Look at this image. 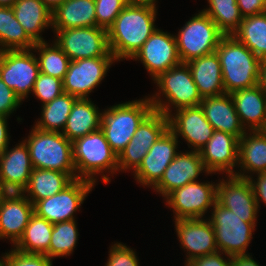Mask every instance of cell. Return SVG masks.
<instances>
[{"label":"cell","instance_id":"48","mask_svg":"<svg viewBox=\"0 0 266 266\" xmlns=\"http://www.w3.org/2000/svg\"><path fill=\"white\" fill-rule=\"evenodd\" d=\"M231 266H261L250 253L231 256Z\"/></svg>","mask_w":266,"mask_h":266},{"label":"cell","instance_id":"50","mask_svg":"<svg viewBox=\"0 0 266 266\" xmlns=\"http://www.w3.org/2000/svg\"><path fill=\"white\" fill-rule=\"evenodd\" d=\"M51 11L62 4L65 0H41Z\"/></svg>","mask_w":266,"mask_h":266},{"label":"cell","instance_id":"5","mask_svg":"<svg viewBox=\"0 0 266 266\" xmlns=\"http://www.w3.org/2000/svg\"><path fill=\"white\" fill-rule=\"evenodd\" d=\"M149 96L104 109L100 129L111 149L119 156L142 121L154 110Z\"/></svg>","mask_w":266,"mask_h":266},{"label":"cell","instance_id":"37","mask_svg":"<svg viewBox=\"0 0 266 266\" xmlns=\"http://www.w3.org/2000/svg\"><path fill=\"white\" fill-rule=\"evenodd\" d=\"M209 7L202 11L217 25L224 35H233L239 28L243 17L240 14L237 0H207Z\"/></svg>","mask_w":266,"mask_h":266},{"label":"cell","instance_id":"32","mask_svg":"<svg viewBox=\"0 0 266 266\" xmlns=\"http://www.w3.org/2000/svg\"><path fill=\"white\" fill-rule=\"evenodd\" d=\"M53 225L34 213L30 217L22 237L13 248L24 253L45 254L49 258V245Z\"/></svg>","mask_w":266,"mask_h":266},{"label":"cell","instance_id":"10","mask_svg":"<svg viewBox=\"0 0 266 266\" xmlns=\"http://www.w3.org/2000/svg\"><path fill=\"white\" fill-rule=\"evenodd\" d=\"M28 50L0 51V78L24 101L40 73L36 54Z\"/></svg>","mask_w":266,"mask_h":266},{"label":"cell","instance_id":"21","mask_svg":"<svg viewBox=\"0 0 266 266\" xmlns=\"http://www.w3.org/2000/svg\"><path fill=\"white\" fill-rule=\"evenodd\" d=\"M199 152L209 174L220 172L235 175L233 168L238 166L239 153V139L236 136L215 130Z\"/></svg>","mask_w":266,"mask_h":266},{"label":"cell","instance_id":"35","mask_svg":"<svg viewBox=\"0 0 266 266\" xmlns=\"http://www.w3.org/2000/svg\"><path fill=\"white\" fill-rule=\"evenodd\" d=\"M233 36L259 59H266V12L244 17Z\"/></svg>","mask_w":266,"mask_h":266},{"label":"cell","instance_id":"53","mask_svg":"<svg viewBox=\"0 0 266 266\" xmlns=\"http://www.w3.org/2000/svg\"><path fill=\"white\" fill-rule=\"evenodd\" d=\"M4 193H5V192L3 191L2 187L0 186V199H1V197L3 196Z\"/></svg>","mask_w":266,"mask_h":266},{"label":"cell","instance_id":"19","mask_svg":"<svg viewBox=\"0 0 266 266\" xmlns=\"http://www.w3.org/2000/svg\"><path fill=\"white\" fill-rule=\"evenodd\" d=\"M174 222L181 248L187 251L184 264L195 258L218 252L214 228L209 220L180 219Z\"/></svg>","mask_w":266,"mask_h":266},{"label":"cell","instance_id":"6","mask_svg":"<svg viewBox=\"0 0 266 266\" xmlns=\"http://www.w3.org/2000/svg\"><path fill=\"white\" fill-rule=\"evenodd\" d=\"M24 139L33 168L67 173L76 179L72 142L62 133L42 131L33 126Z\"/></svg>","mask_w":266,"mask_h":266},{"label":"cell","instance_id":"49","mask_svg":"<svg viewBox=\"0 0 266 266\" xmlns=\"http://www.w3.org/2000/svg\"><path fill=\"white\" fill-rule=\"evenodd\" d=\"M258 85L266 93V59L261 62Z\"/></svg>","mask_w":266,"mask_h":266},{"label":"cell","instance_id":"43","mask_svg":"<svg viewBox=\"0 0 266 266\" xmlns=\"http://www.w3.org/2000/svg\"><path fill=\"white\" fill-rule=\"evenodd\" d=\"M21 103L20 98L0 78V115L9 117Z\"/></svg>","mask_w":266,"mask_h":266},{"label":"cell","instance_id":"15","mask_svg":"<svg viewBox=\"0 0 266 266\" xmlns=\"http://www.w3.org/2000/svg\"><path fill=\"white\" fill-rule=\"evenodd\" d=\"M132 60L141 61L154 81L181 63L175 35L156 28Z\"/></svg>","mask_w":266,"mask_h":266},{"label":"cell","instance_id":"3","mask_svg":"<svg viewBox=\"0 0 266 266\" xmlns=\"http://www.w3.org/2000/svg\"><path fill=\"white\" fill-rule=\"evenodd\" d=\"M72 151L76 179H86L95 184L98 180L95 177L102 173L101 179L107 184L111 179L104 171H108L112 176L118 172V156L111 149L100 128L74 140Z\"/></svg>","mask_w":266,"mask_h":266},{"label":"cell","instance_id":"12","mask_svg":"<svg viewBox=\"0 0 266 266\" xmlns=\"http://www.w3.org/2000/svg\"><path fill=\"white\" fill-rule=\"evenodd\" d=\"M169 129L168 117L153 110L136 129L134 136L118 156V171L135 172L151 146Z\"/></svg>","mask_w":266,"mask_h":266},{"label":"cell","instance_id":"17","mask_svg":"<svg viewBox=\"0 0 266 266\" xmlns=\"http://www.w3.org/2000/svg\"><path fill=\"white\" fill-rule=\"evenodd\" d=\"M226 179L222 178L217 183L216 201L244 222L257 223L259 209L250 181L235 175H227Z\"/></svg>","mask_w":266,"mask_h":266},{"label":"cell","instance_id":"2","mask_svg":"<svg viewBox=\"0 0 266 266\" xmlns=\"http://www.w3.org/2000/svg\"><path fill=\"white\" fill-rule=\"evenodd\" d=\"M215 52L222 69L225 93L258 84L262 60L233 35H224Z\"/></svg>","mask_w":266,"mask_h":266},{"label":"cell","instance_id":"13","mask_svg":"<svg viewBox=\"0 0 266 266\" xmlns=\"http://www.w3.org/2000/svg\"><path fill=\"white\" fill-rule=\"evenodd\" d=\"M86 179H74L59 193L39 200L34 204V213L52 224L75 220L74 214L94 188Z\"/></svg>","mask_w":266,"mask_h":266},{"label":"cell","instance_id":"45","mask_svg":"<svg viewBox=\"0 0 266 266\" xmlns=\"http://www.w3.org/2000/svg\"><path fill=\"white\" fill-rule=\"evenodd\" d=\"M241 16H253L266 12V0H237Z\"/></svg>","mask_w":266,"mask_h":266},{"label":"cell","instance_id":"44","mask_svg":"<svg viewBox=\"0 0 266 266\" xmlns=\"http://www.w3.org/2000/svg\"><path fill=\"white\" fill-rule=\"evenodd\" d=\"M222 252L218 251L213 254L201 256L186 263L185 266H231V256H227V259L222 257Z\"/></svg>","mask_w":266,"mask_h":266},{"label":"cell","instance_id":"26","mask_svg":"<svg viewBox=\"0 0 266 266\" xmlns=\"http://www.w3.org/2000/svg\"><path fill=\"white\" fill-rule=\"evenodd\" d=\"M237 167L241 169L240 172H235V176L240 178L248 179V174L266 172V132L264 130L246 131L239 139Z\"/></svg>","mask_w":266,"mask_h":266},{"label":"cell","instance_id":"20","mask_svg":"<svg viewBox=\"0 0 266 266\" xmlns=\"http://www.w3.org/2000/svg\"><path fill=\"white\" fill-rule=\"evenodd\" d=\"M33 214L34 205L25 194L4 193L0 199V239H8L14 246Z\"/></svg>","mask_w":266,"mask_h":266},{"label":"cell","instance_id":"7","mask_svg":"<svg viewBox=\"0 0 266 266\" xmlns=\"http://www.w3.org/2000/svg\"><path fill=\"white\" fill-rule=\"evenodd\" d=\"M224 34L203 11L191 17L175 35L181 63L214 53Z\"/></svg>","mask_w":266,"mask_h":266},{"label":"cell","instance_id":"27","mask_svg":"<svg viewBox=\"0 0 266 266\" xmlns=\"http://www.w3.org/2000/svg\"><path fill=\"white\" fill-rule=\"evenodd\" d=\"M202 99L225 93L222 69L216 52L187 62Z\"/></svg>","mask_w":266,"mask_h":266},{"label":"cell","instance_id":"4","mask_svg":"<svg viewBox=\"0 0 266 266\" xmlns=\"http://www.w3.org/2000/svg\"><path fill=\"white\" fill-rule=\"evenodd\" d=\"M154 84L159 90L149 97L150 101L154 110L166 117L173 111L171 106L179 110L200 105L203 100L187 63H180L165 71L154 80ZM161 94L166 99H161Z\"/></svg>","mask_w":266,"mask_h":266},{"label":"cell","instance_id":"24","mask_svg":"<svg viewBox=\"0 0 266 266\" xmlns=\"http://www.w3.org/2000/svg\"><path fill=\"white\" fill-rule=\"evenodd\" d=\"M240 122L246 131L265 130L266 93L255 85L230 93Z\"/></svg>","mask_w":266,"mask_h":266},{"label":"cell","instance_id":"14","mask_svg":"<svg viewBox=\"0 0 266 266\" xmlns=\"http://www.w3.org/2000/svg\"><path fill=\"white\" fill-rule=\"evenodd\" d=\"M114 57L85 58L71 61L64 76L63 91L76 98L88 99L89 95L102 82L115 63Z\"/></svg>","mask_w":266,"mask_h":266},{"label":"cell","instance_id":"29","mask_svg":"<svg viewBox=\"0 0 266 266\" xmlns=\"http://www.w3.org/2000/svg\"><path fill=\"white\" fill-rule=\"evenodd\" d=\"M95 26V0H65L52 11L53 30Z\"/></svg>","mask_w":266,"mask_h":266},{"label":"cell","instance_id":"31","mask_svg":"<svg viewBox=\"0 0 266 266\" xmlns=\"http://www.w3.org/2000/svg\"><path fill=\"white\" fill-rule=\"evenodd\" d=\"M72 181L73 179L67 173L34 168L22 193L34 205L39 200L59 193Z\"/></svg>","mask_w":266,"mask_h":266},{"label":"cell","instance_id":"30","mask_svg":"<svg viewBox=\"0 0 266 266\" xmlns=\"http://www.w3.org/2000/svg\"><path fill=\"white\" fill-rule=\"evenodd\" d=\"M102 113L88 99L77 98L71 108L67 123L62 134L71 142L81 138L101 126Z\"/></svg>","mask_w":266,"mask_h":266},{"label":"cell","instance_id":"11","mask_svg":"<svg viewBox=\"0 0 266 266\" xmlns=\"http://www.w3.org/2000/svg\"><path fill=\"white\" fill-rule=\"evenodd\" d=\"M214 183L194 181L169 193L164 199L175 214L174 220L202 219L216 203L217 183Z\"/></svg>","mask_w":266,"mask_h":266},{"label":"cell","instance_id":"18","mask_svg":"<svg viewBox=\"0 0 266 266\" xmlns=\"http://www.w3.org/2000/svg\"><path fill=\"white\" fill-rule=\"evenodd\" d=\"M168 116L169 130L175 136H182L188 148L200 151L212 137L214 128L205 118L200 105L174 110Z\"/></svg>","mask_w":266,"mask_h":266},{"label":"cell","instance_id":"9","mask_svg":"<svg viewBox=\"0 0 266 266\" xmlns=\"http://www.w3.org/2000/svg\"><path fill=\"white\" fill-rule=\"evenodd\" d=\"M55 42L71 61L85 58L113 57L107 30L98 26L54 30Z\"/></svg>","mask_w":266,"mask_h":266},{"label":"cell","instance_id":"47","mask_svg":"<svg viewBox=\"0 0 266 266\" xmlns=\"http://www.w3.org/2000/svg\"><path fill=\"white\" fill-rule=\"evenodd\" d=\"M7 116L0 115V154H2L9 147V136L7 127Z\"/></svg>","mask_w":266,"mask_h":266},{"label":"cell","instance_id":"52","mask_svg":"<svg viewBox=\"0 0 266 266\" xmlns=\"http://www.w3.org/2000/svg\"><path fill=\"white\" fill-rule=\"evenodd\" d=\"M135 1L156 6V2L158 0L157 1L156 0H135Z\"/></svg>","mask_w":266,"mask_h":266},{"label":"cell","instance_id":"28","mask_svg":"<svg viewBox=\"0 0 266 266\" xmlns=\"http://www.w3.org/2000/svg\"><path fill=\"white\" fill-rule=\"evenodd\" d=\"M11 7L27 35L35 43L45 42L41 33L52 28V11L41 0H16Z\"/></svg>","mask_w":266,"mask_h":266},{"label":"cell","instance_id":"51","mask_svg":"<svg viewBox=\"0 0 266 266\" xmlns=\"http://www.w3.org/2000/svg\"><path fill=\"white\" fill-rule=\"evenodd\" d=\"M15 1L16 0H0V5H2V6H12V4Z\"/></svg>","mask_w":266,"mask_h":266},{"label":"cell","instance_id":"8","mask_svg":"<svg viewBox=\"0 0 266 266\" xmlns=\"http://www.w3.org/2000/svg\"><path fill=\"white\" fill-rule=\"evenodd\" d=\"M207 218L215 232L218 251L225 256L247 254L257 223L244 222L236 213L220 205L217 201Z\"/></svg>","mask_w":266,"mask_h":266},{"label":"cell","instance_id":"1","mask_svg":"<svg viewBox=\"0 0 266 266\" xmlns=\"http://www.w3.org/2000/svg\"><path fill=\"white\" fill-rule=\"evenodd\" d=\"M157 6L131 0L108 28V44L116 61L132 59L155 31Z\"/></svg>","mask_w":266,"mask_h":266},{"label":"cell","instance_id":"54","mask_svg":"<svg viewBox=\"0 0 266 266\" xmlns=\"http://www.w3.org/2000/svg\"><path fill=\"white\" fill-rule=\"evenodd\" d=\"M0 266H4V261H3V257L2 256L0 258Z\"/></svg>","mask_w":266,"mask_h":266},{"label":"cell","instance_id":"40","mask_svg":"<svg viewBox=\"0 0 266 266\" xmlns=\"http://www.w3.org/2000/svg\"><path fill=\"white\" fill-rule=\"evenodd\" d=\"M63 82L61 79L39 73L34 82L32 93L42 101V105L51 102L63 93Z\"/></svg>","mask_w":266,"mask_h":266},{"label":"cell","instance_id":"46","mask_svg":"<svg viewBox=\"0 0 266 266\" xmlns=\"http://www.w3.org/2000/svg\"><path fill=\"white\" fill-rule=\"evenodd\" d=\"M255 175H257L256 180L252 179V175H248V180L251 183L254 197L259 209L261 207V204H259L260 202H263L266 205V172L257 173Z\"/></svg>","mask_w":266,"mask_h":266},{"label":"cell","instance_id":"39","mask_svg":"<svg viewBox=\"0 0 266 266\" xmlns=\"http://www.w3.org/2000/svg\"><path fill=\"white\" fill-rule=\"evenodd\" d=\"M131 0H95L97 26L108 30Z\"/></svg>","mask_w":266,"mask_h":266},{"label":"cell","instance_id":"36","mask_svg":"<svg viewBox=\"0 0 266 266\" xmlns=\"http://www.w3.org/2000/svg\"><path fill=\"white\" fill-rule=\"evenodd\" d=\"M52 43L50 45L47 41L37 42L32 50L38 53L37 60L41 73L63 80L71 60L54 40Z\"/></svg>","mask_w":266,"mask_h":266},{"label":"cell","instance_id":"16","mask_svg":"<svg viewBox=\"0 0 266 266\" xmlns=\"http://www.w3.org/2000/svg\"><path fill=\"white\" fill-rule=\"evenodd\" d=\"M178 138L168 129L151 146L141 165L133 173L138 183L153 189L160 182L164 171L178 153Z\"/></svg>","mask_w":266,"mask_h":266},{"label":"cell","instance_id":"41","mask_svg":"<svg viewBox=\"0 0 266 266\" xmlns=\"http://www.w3.org/2000/svg\"><path fill=\"white\" fill-rule=\"evenodd\" d=\"M3 254L4 266H52V261L45 254L24 253L13 249Z\"/></svg>","mask_w":266,"mask_h":266},{"label":"cell","instance_id":"33","mask_svg":"<svg viewBox=\"0 0 266 266\" xmlns=\"http://www.w3.org/2000/svg\"><path fill=\"white\" fill-rule=\"evenodd\" d=\"M35 44L17 21L12 7L0 5V51L28 50Z\"/></svg>","mask_w":266,"mask_h":266},{"label":"cell","instance_id":"22","mask_svg":"<svg viewBox=\"0 0 266 266\" xmlns=\"http://www.w3.org/2000/svg\"><path fill=\"white\" fill-rule=\"evenodd\" d=\"M16 145L0 154V186L5 193L23 192L34 169L25 141Z\"/></svg>","mask_w":266,"mask_h":266},{"label":"cell","instance_id":"34","mask_svg":"<svg viewBox=\"0 0 266 266\" xmlns=\"http://www.w3.org/2000/svg\"><path fill=\"white\" fill-rule=\"evenodd\" d=\"M76 99L63 92L51 102L42 105L41 118H38L34 127L42 131L62 133Z\"/></svg>","mask_w":266,"mask_h":266},{"label":"cell","instance_id":"23","mask_svg":"<svg viewBox=\"0 0 266 266\" xmlns=\"http://www.w3.org/2000/svg\"><path fill=\"white\" fill-rule=\"evenodd\" d=\"M178 152L173 161L164 171L160 182L153 188L162 197L184 185L197 181L199 174L202 172L209 175L199 151L190 150Z\"/></svg>","mask_w":266,"mask_h":266},{"label":"cell","instance_id":"42","mask_svg":"<svg viewBox=\"0 0 266 266\" xmlns=\"http://www.w3.org/2000/svg\"><path fill=\"white\" fill-rule=\"evenodd\" d=\"M135 252L126 244L114 243L109 249V257L105 266H140Z\"/></svg>","mask_w":266,"mask_h":266},{"label":"cell","instance_id":"38","mask_svg":"<svg viewBox=\"0 0 266 266\" xmlns=\"http://www.w3.org/2000/svg\"><path fill=\"white\" fill-rule=\"evenodd\" d=\"M76 220L58 222L53 225L49 245V258L63 257L73 253L78 240Z\"/></svg>","mask_w":266,"mask_h":266},{"label":"cell","instance_id":"25","mask_svg":"<svg viewBox=\"0 0 266 266\" xmlns=\"http://www.w3.org/2000/svg\"><path fill=\"white\" fill-rule=\"evenodd\" d=\"M200 106L203 109L205 118L214 130L231 134L238 139L246 132L240 122L230 94L224 93L204 98Z\"/></svg>","mask_w":266,"mask_h":266}]
</instances>
